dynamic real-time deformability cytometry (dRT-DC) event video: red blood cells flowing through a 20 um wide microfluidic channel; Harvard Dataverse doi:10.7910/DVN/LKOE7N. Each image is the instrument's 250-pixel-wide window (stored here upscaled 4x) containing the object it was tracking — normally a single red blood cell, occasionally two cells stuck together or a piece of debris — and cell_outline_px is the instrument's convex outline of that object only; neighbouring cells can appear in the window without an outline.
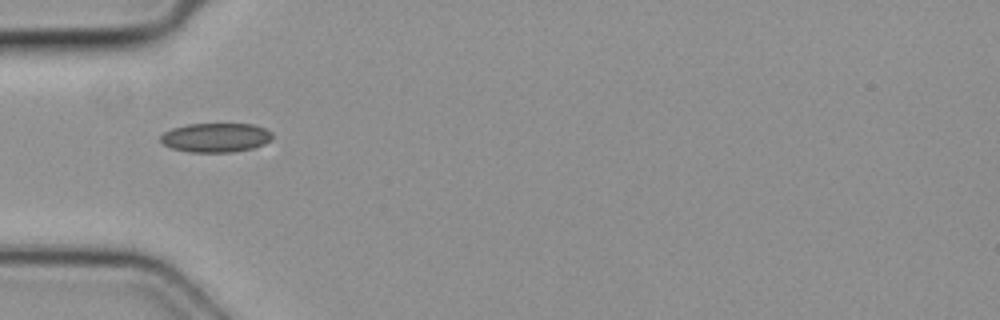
{"species": "common noctule bat (a hibernating species)", "species_latin": "Nyctalus noctula", "temperature_condition": "cold", "stored_images_in_passage": 1, "camera_frame_rate_fps": 3000, "um_per_image_px": 0.085, "animal": {"sex": "female", "body_mass_g": 19.3, "forearm_length_mm": 54.1}, "frame": {"image": 1, "passage_image": 1, "time_ms": 0.0, "image_size_px": [1000, 320], "cell_outline_px": [[272, 140], [264, 144], [252, 148], [232, 152], [188, 152], [172, 148], [164, 144], [160, 140], [160, 136], [164, 132], [172, 128], [188, 124], [252, 124], [264, 128], [272, 132]], "centroid_in_image_um": [18.34, 11.69], "position_along_channel_um": 66.7, "area_um2": 19.02}}